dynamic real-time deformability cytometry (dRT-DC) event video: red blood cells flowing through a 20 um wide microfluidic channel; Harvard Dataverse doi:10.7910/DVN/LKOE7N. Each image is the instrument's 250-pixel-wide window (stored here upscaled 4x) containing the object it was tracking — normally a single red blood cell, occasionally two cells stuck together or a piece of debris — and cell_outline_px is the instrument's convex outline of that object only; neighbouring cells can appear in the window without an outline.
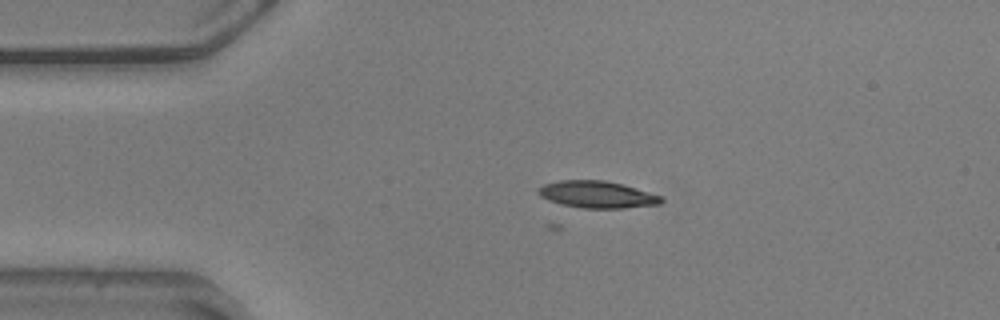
{"species": "common noctule bat (a hibernating species)", "species_latin": "Nyctalus noctula", "temperature_condition": "warm", "stored_images_in_passage": 2, "camera_frame_rate_fps": 3000, "um_per_image_px": 0.085, "animal": {"sex": "male", "body_mass_g": 20.5, "forearm_length_mm": 52.5}, "frame": {"image": 1, "passage_image": 2, "time_ms": 0.333, "image_size_px": [1000, 320], "cell_outline_px": [[664, 200], [660, 204], [624, 208], [580, 208], [560, 204], [548, 200], [540, 196], [536, 192], [544, 184], [560, 180], [604, 180], [624, 184], [664, 196]], "centroid_in_image_um": [50.79, 16.53], "position_along_channel_um": 34.2, "area_um2": 19.54}}